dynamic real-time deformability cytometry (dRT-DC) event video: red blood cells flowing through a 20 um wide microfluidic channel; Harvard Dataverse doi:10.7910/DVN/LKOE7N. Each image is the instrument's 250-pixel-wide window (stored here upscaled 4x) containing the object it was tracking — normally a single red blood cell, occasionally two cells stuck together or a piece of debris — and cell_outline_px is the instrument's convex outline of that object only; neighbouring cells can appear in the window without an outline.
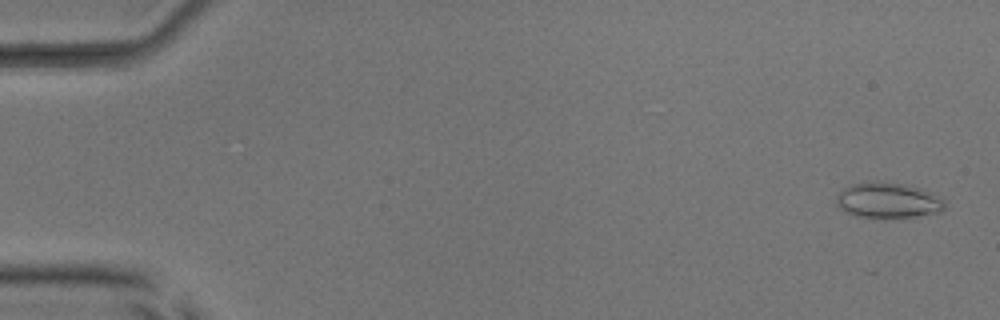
{"species": "common noctule bat (a hibernating species)", "species_latin": "Nyctalus noctula", "temperature_condition": "room temperature", "stored_images_in_passage": 53, "camera_frame_rate_fps": 3000, "um_per_image_px": 0.085, "animal": {"sex": "male", "body_mass_g": 17.9, "forearm_length_mm": 54.2}, "frame": {"image": 1, "passage_image": 2, "time_ms": 0.333, "image_size_px": [1000, 320], "cell_outline_px": [[944, 208], [940, 212], [916, 216], [856, 216], [840, 208], [836, 204], [836, 196], [844, 188], [852, 184], [904, 184], [924, 188], [932, 192], [944, 200]], "centroid_in_image_um": [75.53, 17.04], "position_along_channel_um": 9.5, "area_um2": 21.44}}
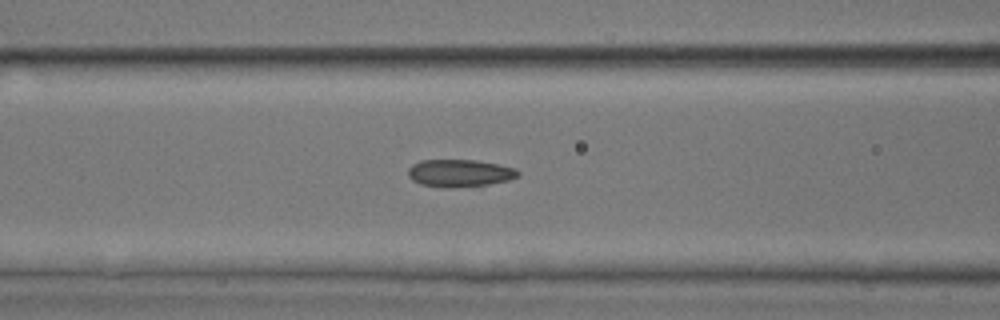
{"frame": {"image": 2, "passage_image": 22, "time_ms": 7.0, "image_size_px": [1000, 320], "cell_outline_px": [[520, 176], [508, 180], [488, 184], [456, 188], [444, 188], [420, 184], [412, 180], [408, 176], [408, 168], [412, 164], [420, 160], [476, 160], [516, 168], [520, 172]], "centroid_in_image_um": [39.05, 14.72], "position_along_channel_um": 127.5, "area_um2": 17.74}}
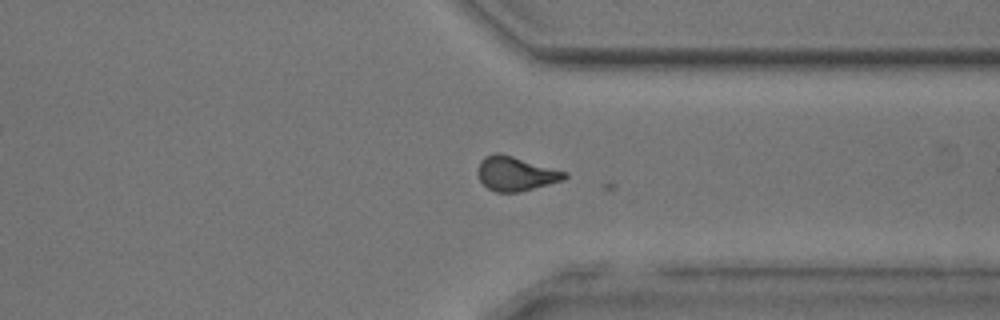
{"frame": {"image": 3, "passage_image": 40, "time_ms": 13.0, "image_size_px": [1000, 320], "cell_outline_px": [[568, 176], [564, 180], [520, 192], [496, 192], [488, 188], [480, 180], [476, 172], [480, 160], [484, 156], [496, 152], [512, 156], [568, 172]], "centroid_in_image_um": [43.83, 14.76], "position_along_channel_um": 367.6, "area_um2": 17.4}}